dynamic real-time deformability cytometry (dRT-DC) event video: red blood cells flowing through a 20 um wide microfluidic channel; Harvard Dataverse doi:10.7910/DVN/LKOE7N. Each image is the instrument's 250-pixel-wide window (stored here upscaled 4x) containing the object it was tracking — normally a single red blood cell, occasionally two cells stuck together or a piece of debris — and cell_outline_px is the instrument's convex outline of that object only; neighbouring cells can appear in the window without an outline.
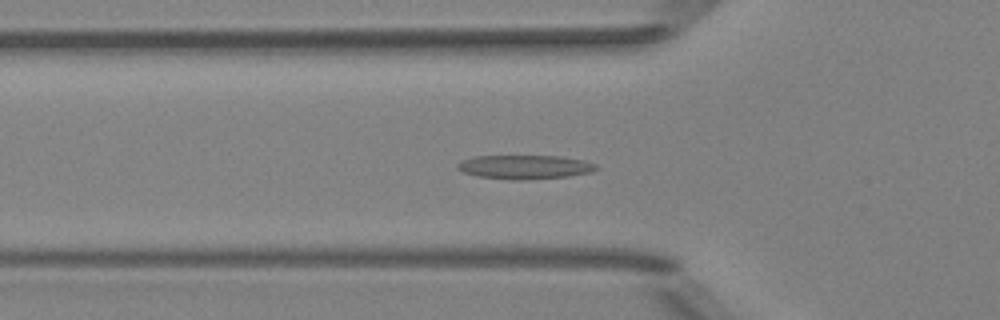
{"species": "Egyptian fruit bat (a non-hibernating species)", "species_latin": "Rousettus aegyptiacus", "temperature_condition": "room temperature", "stored_images_in_passage": 52, "camera_frame_rate_fps": 3000, "um_per_image_px": 0.085, "animal": {"sex": "female"}, "frame": {"image": 1, "passage_image": 18, "time_ms": 5.667, "image_size_px": [1000, 320], "cell_outline_px": [[600, 168], [592, 172], [568, 176], [524, 180], [508, 180], [480, 176], [464, 172], [456, 168], [456, 164], [464, 160], [476, 156], [564, 156], [584, 160], [596, 164]], "centroid_in_image_um": [44.66, 14.19], "position_along_channel_um": 81.1, "area_um2": 19.42}}
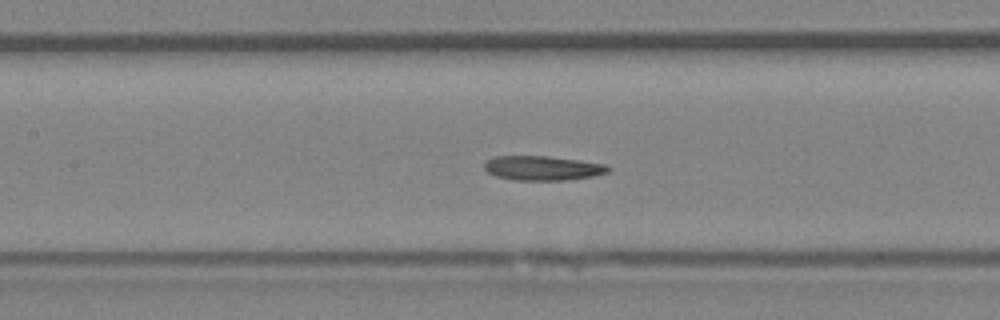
{"frame": {"image": 2, "passage_image": 24, "time_ms": 7.667, "image_size_px": [1000, 320], "cell_outline_px": [[612, 168], [608, 172], [592, 176], [564, 180], [516, 180], [496, 176], [488, 172], [484, 168], [484, 164], [488, 160], [496, 156], [548, 156], [580, 160], [604, 164]], "centroid_in_image_um": [46.13, 14.28], "position_along_channel_um": 161.3, "area_um2": 17.51}}
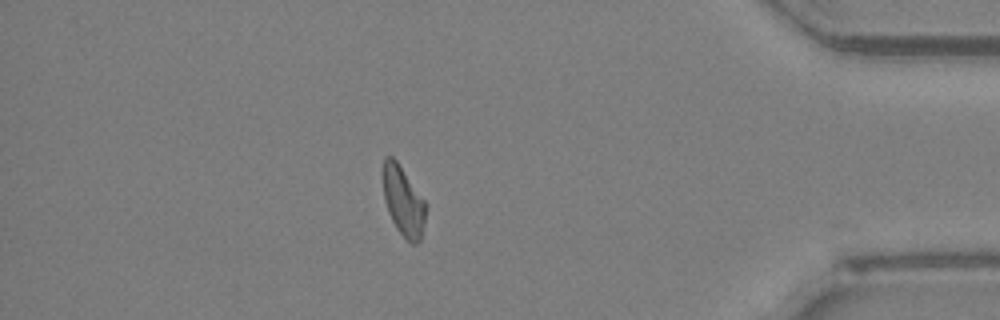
{"frame": {"image": 3, "passage_image": 45, "time_ms": 14.667, "image_size_px": [1000, 320], "cell_outline_px": [[428, 204], [424, 224], [420, 240], [416, 244], [412, 244], [396, 228], [388, 212], [384, 200], [380, 172], [384, 156], [392, 156], [396, 160]], "centroid_in_image_um": [34.25, 17.04], "position_along_channel_um": 401.0, "area_um2": 17.86}}